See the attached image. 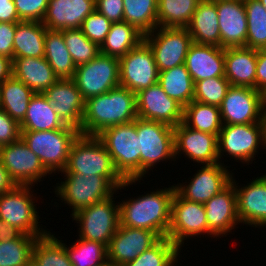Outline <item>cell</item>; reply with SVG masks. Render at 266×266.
<instances>
[{"label": "cell", "mask_w": 266, "mask_h": 266, "mask_svg": "<svg viewBox=\"0 0 266 266\" xmlns=\"http://www.w3.org/2000/svg\"><path fill=\"white\" fill-rule=\"evenodd\" d=\"M16 23L0 22V55L13 60V42Z\"/></svg>", "instance_id": "50"}, {"label": "cell", "mask_w": 266, "mask_h": 266, "mask_svg": "<svg viewBox=\"0 0 266 266\" xmlns=\"http://www.w3.org/2000/svg\"><path fill=\"white\" fill-rule=\"evenodd\" d=\"M256 90H266V48L257 50Z\"/></svg>", "instance_id": "51"}, {"label": "cell", "mask_w": 266, "mask_h": 266, "mask_svg": "<svg viewBox=\"0 0 266 266\" xmlns=\"http://www.w3.org/2000/svg\"><path fill=\"white\" fill-rule=\"evenodd\" d=\"M220 47H246L247 14L243 0H216Z\"/></svg>", "instance_id": "22"}, {"label": "cell", "mask_w": 266, "mask_h": 266, "mask_svg": "<svg viewBox=\"0 0 266 266\" xmlns=\"http://www.w3.org/2000/svg\"><path fill=\"white\" fill-rule=\"evenodd\" d=\"M21 138L20 123L0 108V147Z\"/></svg>", "instance_id": "48"}, {"label": "cell", "mask_w": 266, "mask_h": 266, "mask_svg": "<svg viewBox=\"0 0 266 266\" xmlns=\"http://www.w3.org/2000/svg\"><path fill=\"white\" fill-rule=\"evenodd\" d=\"M209 235L225 236L237 223H241L237 213V197L234 184L231 182L220 193L204 203Z\"/></svg>", "instance_id": "23"}, {"label": "cell", "mask_w": 266, "mask_h": 266, "mask_svg": "<svg viewBox=\"0 0 266 266\" xmlns=\"http://www.w3.org/2000/svg\"><path fill=\"white\" fill-rule=\"evenodd\" d=\"M0 161L19 186H32L50 174L22 138L0 147Z\"/></svg>", "instance_id": "16"}, {"label": "cell", "mask_w": 266, "mask_h": 266, "mask_svg": "<svg viewBox=\"0 0 266 266\" xmlns=\"http://www.w3.org/2000/svg\"><path fill=\"white\" fill-rule=\"evenodd\" d=\"M203 233L209 235L204 204L188 201L175 191L171 201V222L167 238L181 248L184 239Z\"/></svg>", "instance_id": "15"}, {"label": "cell", "mask_w": 266, "mask_h": 266, "mask_svg": "<svg viewBox=\"0 0 266 266\" xmlns=\"http://www.w3.org/2000/svg\"><path fill=\"white\" fill-rule=\"evenodd\" d=\"M13 74L12 59L4 55H0V84Z\"/></svg>", "instance_id": "55"}, {"label": "cell", "mask_w": 266, "mask_h": 266, "mask_svg": "<svg viewBox=\"0 0 266 266\" xmlns=\"http://www.w3.org/2000/svg\"><path fill=\"white\" fill-rule=\"evenodd\" d=\"M138 118L158 121L172 127L183 121L184 107L170 98L157 82L136 93Z\"/></svg>", "instance_id": "17"}, {"label": "cell", "mask_w": 266, "mask_h": 266, "mask_svg": "<svg viewBox=\"0 0 266 266\" xmlns=\"http://www.w3.org/2000/svg\"><path fill=\"white\" fill-rule=\"evenodd\" d=\"M43 94L65 124L81 128L85 99L73 79H59Z\"/></svg>", "instance_id": "21"}, {"label": "cell", "mask_w": 266, "mask_h": 266, "mask_svg": "<svg viewBox=\"0 0 266 266\" xmlns=\"http://www.w3.org/2000/svg\"><path fill=\"white\" fill-rule=\"evenodd\" d=\"M64 173L82 174L85 176H104L118 190L140 181V179L124 180L115 170L106 146L97 136L80 134L73 142Z\"/></svg>", "instance_id": "3"}, {"label": "cell", "mask_w": 266, "mask_h": 266, "mask_svg": "<svg viewBox=\"0 0 266 266\" xmlns=\"http://www.w3.org/2000/svg\"><path fill=\"white\" fill-rule=\"evenodd\" d=\"M174 144L175 159L183 152L189 159L203 165L220 162L217 136L192 129L183 121L174 127Z\"/></svg>", "instance_id": "20"}, {"label": "cell", "mask_w": 266, "mask_h": 266, "mask_svg": "<svg viewBox=\"0 0 266 266\" xmlns=\"http://www.w3.org/2000/svg\"><path fill=\"white\" fill-rule=\"evenodd\" d=\"M261 2V4L263 5V7L265 8L266 10V0H259Z\"/></svg>", "instance_id": "59"}, {"label": "cell", "mask_w": 266, "mask_h": 266, "mask_svg": "<svg viewBox=\"0 0 266 266\" xmlns=\"http://www.w3.org/2000/svg\"><path fill=\"white\" fill-rule=\"evenodd\" d=\"M160 237L152 230L119 227L107 246L108 261L121 266L153 246Z\"/></svg>", "instance_id": "19"}, {"label": "cell", "mask_w": 266, "mask_h": 266, "mask_svg": "<svg viewBox=\"0 0 266 266\" xmlns=\"http://www.w3.org/2000/svg\"><path fill=\"white\" fill-rule=\"evenodd\" d=\"M46 27L42 22L22 20L16 23L13 58H39L45 55Z\"/></svg>", "instance_id": "30"}, {"label": "cell", "mask_w": 266, "mask_h": 266, "mask_svg": "<svg viewBox=\"0 0 266 266\" xmlns=\"http://www.w3.org/2000/svg\"><path fill=\"white\" fill-rule=\"evenodd\" d=\"M65 125L43 93L33 95L26 115L20 122L21 131H49Z\"/></svg>", "instance_id": "31"}, {"label": "cell", "mask_w": 266, "mask_h": 266, "mask_svg": "<svg viewBox=\"0 0 266 266\" xmlns=\"http://www.w3.org/2000/svg\"><path fill=\"white\" fill-rule=\"evenodd\" d=\"M219 108L224 125L265 122L262 93L253 88L230 86Z\"/></svg>", "instance_id": "14"}, {"label": "cell", "mask_w": 266, "mask_h": 266, "mask_svg": "<svg viewBox=\"0 0 266 266\" xmlns=\"http://www.w3.org/2000/svg\"><path fill=\"white\" fill-rule=\"evenodd\" d=\"M63 39L76 67L100 54V47L91 42L80 29L62 30Z\"/></svg>", "instance_id": "44"}, {"label": "cell", "mask_w": 266, "mask_h": 266, "mask_svg": "<svg viewBox=\"0 0 266 266\" xmlns=\"http://www.w3.org/2000/svg\"><path fill=\"white\" fill-rule=\"evenodd\" d=\"M142 40H144V34L134 25L124 21L112 23L109 33L100 46V53L121 58Z\"/></svg>", "instance_id": "34"}, {"label": "cell", "mask_w": 266, "mask_h": 266, "mask_svg": "<svg viewBox=\"0 0 266 266\" xmlns=\"http://www.w3.org/2000/svg\"><path fill=\"white\" fill-rule=\"evenodd\" d=\"M95 10L112 23L124 21L123 0H95Z\"/></svg>", "instance_id": "49"}, {"label": "cell", "mask_w": 266, "mask_h": 266, "mask_svg": "<svg viewBox=\"0 0 266 266\" xmlns=\"http://www.w3.org/2000/svg\"><path fill=\"white\" fill-rule=\"evenodd\" d=\"M113 199L112 195L72 215L73 220L80 223V238L109 245L120 224L119 205Z\"/></svg>", "instance_id": "8"}, {"label": "cell", "mask_w": 266, "mask_h": 266, "mask_svg": "<svg viewBox=\"0 0 266 266\" xmlns=\"http://www.w3.org/2000/svg\"><path fill=\"white\" fill-rule=\"evenodd\" d=\"M94 10L95 0H48L42 23L49 30L80 29Z\"/></svg>", "instance_id": "25"}, {"label": "cell", "mask_w": 266, "mask_h": 266, "mask_svg": "<svg viewBox=\"0 0 266 266\" xmlns=\"http://www.w3.org/2000/svg\"><path fill=\"white\" fill-rule=\"evenodd\" d=\"M35 93L13 75L0 84V108L19 123Z\"/></svg>", "instance_id": "32"}, {"label": "cell", "mask_w": 266, "mask_h": 266, "mask_svg": "<svg viewBox=\"0 0 266 266\" xmlns=\"http://www.w3.org/2000/svg\"><path fill=\"white\" fill-rule=\"evenodd\" d=\"M24 266H39L36 261L31 258Z\"/></svg>", "instance_id": "57"}, {"label": "cell", "mask_w": 266, "mask_h": 266, "mask_svg": "<svg viewBox=\"0 0 266 266\" xmlns=\"http://www.w3.org/2000/svg\"><path fill=\"white\" fill-rule=\"evenodd\" d=\"M66 178L56 186V194L62 202L70 205L72 215L82 208L111 197L117 188L104 176H85L75 173H63Z\"/></svg>", "instance_id": "7"}, {"label": "cell", "mask_w": 266, "mask_h": 266, "mask_svg": "<svg viewBox=\"0 0 266 266\" xmlns=\"http://www.w3.org/2000/svg\"><path fill=\"white\" fill-rule=\"evenodd\" d=\"M19 18L13 0H0V22L17 23Z\"/></svg>", "instance_id": "52"}, {"label": "cell", "mask_w": 266, "mask_h": 266, "mask_svg": "<svg viewBox=\"0 0 266 266\" xmlns=\"http://www.w3.org/2000/svg\"><path fill=\"white\" fill-rule=\"evenodd\" d=\"M225 78L231 86L256 90L257 50L247 47L225 48Z\"/></svg>", "instance_id": "27"}, {"label": "cell", "mask_w": 266, "mask_h": 266, "mask_svg": "<svg viewBox=\"0 0 266 266\" xmlns=\"http://www.w3.org/2000/svg\"><path fill=\"white\" fill-rule=\"evenodd\" d=\"M225 48L192 43L185 58V66L194 84L203 79L225 76Z\"/></svg>", "instance_id": "26"}, {"label": "cell", "mask_w": 266, "mask_h": 266, "mask_svg": "<svg viewBox=\"0 0 266 266\" xmlns=\"http://www.w3.org/2000/svg\"><path fill=\"white\" fill-rule=\"evenodd\" d=\"M137 116L136 94L118 86L107 93L85 100L80 134L97 136L105 128L134 121Z\"/></svg>", "instance_id": "1"}, {"label": "cell", "mask_w": 266, "mask_h": 266, "mask_svg": "<svg viewBox=\"0 0 266 266\" xmlns=\"http://www.w3.org/2000/svg\"><path fill=\"white\" fill-rule=\"evenodd\" d=\"M247 14L246 47L266 48V10L259 0H243Z\"/></svg>", "instance_id": "41"}, {"label": "cell", "mask_w": 266, "mask_h": 266, "mask_svg": "<svg viewBox=\"0 0 266 266\" xmlns=\"http://www.w3.org/2000/svg\"><path fill=\"white\" fill-rule=\"evenodd\" d=\"M200 0H158V27L187 28Z\"/></svg>", "instance_id": "37"}, {"label": "cell", "mask_w": 266, "mask_h": 266, "mask_svg": "<svg viewBox=\"0 0 266 266\" xmlns=\"http://www.w3.org/2000/svg\"><path fill=\"white\" fill-rule=\"evenodd\" d=\"M72 266H100L108 261L107 246L79 238L70 248L65 244Z\"/></svg>", "instance_id": "42"}, {"label": "cell", "mask_w": 266, "mask_h": 266, "mask_svg": "<svg viewBox=\"0 0 266 266\" xmlns=\"http://www.w3.org/2000/svg\"><path fill=\"white\" fill-rule=\"evenodd\" d=\"M219 160L224 152L240 162L250 163L256 154L259 145L266 146V124L265 122L222 125L217 137Z\"/></svg>", "instance_id": "10"}, {"label": "cell", "mask_w": 266, "mask_h": 266, "mask_svg": "<svg viewBox=\"0 0 266 266\" xmlns=\"http://www.w3.org/2000/svg\"><path fill=\"white\" fill-rule=\"evenodd\" d=\"M72 79L85 100L107 93L120 86L119 58L100 53L88 63L77 66Z\"/></svg>", "instance_id": "9"}, {"label": "cell", "mask_w": 266, "mask_h": 266, "mask_svg": "<svg viewBox=\"0 0 266 266\" xmlns=\"http://www.w3.org/2000/svg\"><path fill=\"white\" fill-rule=\"evenodd\" d=\"M183 122L190 128L218 137L222 129L220 108L193 100L184 107Z\"/></svg>", "instance_id": "36"}, {"label": "cell", "mask_w": 266, "mask_h": 266, "mask_svg": "<svg viewBox=\"0 0 266 266\" xmlns=\"http://www.w3.org/2000/svg\"><path fill=\"white\" fill-rule=\"evenodd\" d=\"M139 138V179L161 160L175 158L174 127L152 120L136 118Z\"/></svg>", "instance_id": "6"}, {"label": "cell", "mask_w": 266, "mask_h": 266, "mask_svg": "<svg viewBox=\"0 0 266 266\" xmlns=\"http://www.w3.org/2000/svg\"><path fill=\"white\" fill-rule=\"evenodd\" d=\"M13 76L27 85L34 93H44L59 78L44 57L13 58Z\"/></svg>", "instance_id": "28"}, {"label": "cell", "mask_w": 266, "mask_h": 266, "mask_svg": "<svg viewBox=\"0 0 266 266\" xmlns=\"http://www.w3.org/2000/svg\"><path fill=\"white\" fill-rule=\"evenodd\" d=\"M124 22L134 25L144 35L158 27V0H123Z\"/></svg>", "instance_id": "38"}, {"label": "cell", "mask_w": 266, "mask_h": 266, "mask_svg": "<svg viewBox=\"0 0 266 266\" xmlns=\"http://www.w3.org/2000/svg\"><path fill=\"white\" fill-rule=\"evenodd\" d=\"M30 192L31 186L17 185L13 190L0 194V218L23 234L42 237L48 232L38 228L39 216Z\"/></svg>", "instance_id": "12"}, {"label": "cell", "mask_w": 266, "mask_h": 266, "mask_svg": "<svg viewBox=\"0 0 266 266\" xmlns=\"http://www.w3.org/2000/svg\"><path fill=\"white\" fill-rule=\"evenodd\" d=\"M230 86L225 76L197 81L195 83L193 100L219 107Z\"/></svg>", "instance_id": "45"}, {"label": "cell", "mask_w": 266, "mask_h": 266, "mask_svg": "<svg viewBox=\"0 0 266 266\" xmlns=\"http://www.w3.org/2000/svg\"><path fill=\"white\" fill-rule=\"evenodd\" d=\"M180 248L167 237H161L153 246L133 261L121 266H173L178 260Z\"/></svg>", "instance_id": "40"}, {"label": "cell", "mask_w": 266, "mask_h": 266, "mask_svg": "<svg viewBox=\"0 0 266 266\" xmlns=\"http://www.w3.org/2000/svg\"><path fill=\"white\" fill-rule=\"evenodd\" d=\"M79 135V129L67 124L49 131H21L22 140L50 174L55 171L63 173L71 146Z\"/></svg>", "instance_id": "4"}, {"label": "cell", "mask_w": 266, "mask_h": 266, "mask_svg": "<svg viewBox=\"0 0 266 266\" xmlns=\"http://www.w3.org/2000/svg\"><path fill=\"white\" fill-rule=\"evenodd\" d=\"M32 258L39 266H72L65 243L50 232L38 237L33 247Z\"/></svg>", "instance_id": "39"}, {"label": "cell", "mask_w": 266, "mask_h": 266, "mask_svg": "<svg viewBox=\"0 0 266 266\" xmlns=\"http://www.w3.org/2000/svg\"><path fill=\"white\" fill-rule=\"evenodd\" d=\"M111 25V21L103 14L94 10L84 19L80 30L91 42L96 43L100 47L110 31Z\"/></svg>", "instance_id": "46"}, {"label": "cell", "mask_w": 266, "mask_h": 266, "mask_svg": "<svg viewBox=\"0 0 266 266\" xmlns=\"http://www.w3.org/2000/svg\"><path fill=\"white\" fill-rule=\"evenodd\" d=\"M38 237L22 234L13 240L0 241V266H24L31 258Z\"/></svg>", "instance_id": "43"}, {"label": "cell", "mask_w": 266, "mask_h": 266, "mask_svg": "<svg viewBox=\"0 0 266 266\" xmlns=\"http://www.w3.org/2000/svg\"><path fill=\"white\" fill-rule=\"evenodd\" d=\"M21 20L42 22L48 7V0H13Z\"/></svg>", "instance_id": "47"}, {"label": "cell", "mask_w": 266, "mask_h": 266, "mask_svg": "<svg viewBox=\"0 0 266 266\" xmlns=\"http://www.w3.org/2000/svg\"><path fill=\"white\" fill-rule=\"evenodd\" d=\"M100 266H115V265L113 263H110L109 261H107Z\"/></svg>", "instance_id": "58"}, {"label": "cell", "mask_w": 266, "mask_h": 266, "mask_svg": "<svg viewBox=\"0 0 266 266\" xmlns=\"http://www.w3.org/2000/svg\"><path fill=\"white\" fill-rule=\"evenodd\" d=\"M44 58L59 79H72L76 65L63 39L62 30L46 29Z\"/></svg>", "instance_id": "33"}, {"label": "cell", "mask_w": 266, "mask_h": 266, "mask_svg": "<svg viewBox=\"0 0 266 266\" xmlns=\"http://www.w3.org/2000/svg\"><path fill=\"white\" fill-rule=\"evenodd\" d=\"M265 124H266V111H265V116H264Z\"/></svg>", "instance_id": "60"}, {"label": "cell", "mask_w": 266, "mask_h": 266, "mask_svg": "<svg viewBox=\"0 0 266 266\" xmlns=\"http://www.w3.org/2000/svg\"><path fill=\"white\" fill-rule=\"evenodd\" d=\"M16 186L17 185L10 177L9 172L5 169L0 161V194L9 192Z\"/></svg>", "instance_id": "54"}, {"label": "cell", "mask_w": 266, "mask_h": 266, "mask_svg": "<svg viewBox=\"0 0 266 266\" xmlns=\"http://www.w3.org/2000/svg\"><path fill=\"white\" fill-rule=\"evenodd\" d=\"M120 86L134 94L158 82L159 70L149 44L142 40L119 58Z\"/></svg>", "instance_id": "11"}, {"label": "cell", "mask_w": 266, "mask_h": 266, "mask_svg": "<svg viewBox=\"0 0 266 266\" xmlns=\"http://www.w3.org/2000/svg\"><path fill=\"white\" fill-rule=\"evenodd\" d=\"M97 137L106 146L115 170L124 179H139V138L136 119L105 128Z\"/></svg>", "instance_id": "5"}, {"label": "cell", "mask_w": 266, "mask_h": 266, "mask_svg": "<svg viewBox=\"0 0 266 266\" xmlns=\"http://www.w3.org/2000/svg\"><path fill=\"white\" fill-rule=\"evenodd\" d=\"M263 109L266 111V90L262 92Z\"/></svg>", "instance_id": "56"}, {"label": "cell", "mask_w": 266, "mask_h": 266, "mask_svg": "<svg viewBox=\"0 0 266 266\" xmlns=\"http://www.w3.org/2000/svg\"><path fill=\"white\" fill-rule=\"evenodd\" d=\"M158 83L183 107L193 101L195 84L185 64L159 72Z\"/></svg>", "instance_id": "35"}, {"label": "cell", "mask_w": 266, "mask_h": 266, "mask_svg": "<svg viewBox=\"0 0 266 266\" xmlns=\"http://www.w3.org/2000/svg\"><path fill=\"white\" fill-rule=\"evenodd\" d=\"M231 182L236 191L240 222L253 227H266V174L239 189L235 179L232 178Z\"/></svg>", "instance_id": "24"}, {"label": "cell", "mask_w": 266, "mask_h": 266, "mask_svg": "<svg viewBox=\"0 0 266 266\" xmlns=\"http://www.w3.org/2000/svg\"><path fill=\"white\" fill-rule=\"evenodd\" d=\"M23 233L0 218V241L19 238Z\"/></svg>", "instance_id": "53"}, {"label": "cell", "mask_w": 266, "mask_h": 266, "mask_svg": "<svg viewBox=\"0 0 266 266\" xmlns=\"http://www.w3.org/2000/svg\"><path fill=\"white\" fill-rule=\"evenodd\" d=\"M187 29L194 43L220 47L216 0H200Z\"/></svg>", "instance_id": "29"}, {"label": "cell", "mask_w": 266, "mask_h": 266, "mask_svg": "<svg viewBox=\"0 0 266 266\" xmlns=\"http://www.w3.org/2000/svg\"><path fill=\"white\" fill-rule=\"evenodd\" d=\"M224 167L221 162L205 164L188 185H176L175 191L188 201L204 204L231 183L232 174Z\"/></svg>", "instance_id": "18"}, {"label": "cell", "mask_w": 266, "mask_h": 266, "mask_svg": "<svg viewBox=\"0 0 266 266\" xmlns=\"http://www.w3.org/2000/svg\"><path fill=\"white\" fill-rule=\"evenodd\" d=\"M144 40L152 49L159 72L184 64L193 43L187 28L157 27L145 34Z\"/></svg>", "instance_id": "13"}, {"label": "cell", "mask_w": 266, "mask_h": 266, "mask_svg": "<svg viewBox=\"0 0 266 266\" xmlns=\"http://www.w3.org/2000/svg\"><path fill=\"white\" fill-rule=\"evenodd\" d=\"M175 186L156 190L119 204L120 225L154 231L167 237L171 222V201Z\"/></svg>", "instance_id": "2"}]
</instances>
